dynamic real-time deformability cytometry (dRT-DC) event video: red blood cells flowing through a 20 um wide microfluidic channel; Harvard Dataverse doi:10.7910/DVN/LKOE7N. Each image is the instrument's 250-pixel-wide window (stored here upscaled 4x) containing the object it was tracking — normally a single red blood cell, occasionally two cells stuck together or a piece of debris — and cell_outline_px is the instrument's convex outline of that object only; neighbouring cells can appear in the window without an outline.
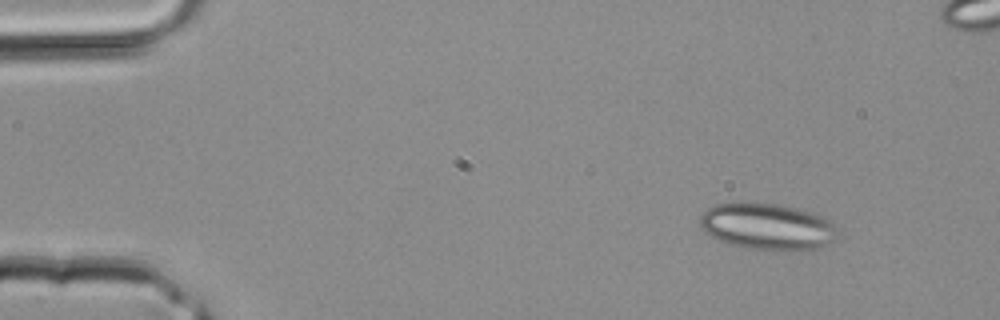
{"species": "common noctule bat (a hibernating species)", "species_latin": "Nyctalus noctula", "temperature_condition": "room temperature", "stored_images_in_passage": 3, "camera_frame_rate_fps": 3000, "um_per_image_px": 0.085, "animal": {"sex": "male", "body_mass_g": 20.4}, "frame": {"image": 1, "passage_image": 1, "time_ms": 0.0, "image_size_px": [1000, 320], "cell_outline_px": [[840, 236], [836, 240], [820, 248], [748, 248], [728, 244], [704, 232], [700, 228], [700, 216], [708, 208], [716, 204], [740, 200], [776, 204], [796, 208], [812, 212], [828, 220], [840, 232]], "centroid_in_image_um": [65.19, 19.2], "position_along_channel_um": 19.8, "area_um2": 37.22}}